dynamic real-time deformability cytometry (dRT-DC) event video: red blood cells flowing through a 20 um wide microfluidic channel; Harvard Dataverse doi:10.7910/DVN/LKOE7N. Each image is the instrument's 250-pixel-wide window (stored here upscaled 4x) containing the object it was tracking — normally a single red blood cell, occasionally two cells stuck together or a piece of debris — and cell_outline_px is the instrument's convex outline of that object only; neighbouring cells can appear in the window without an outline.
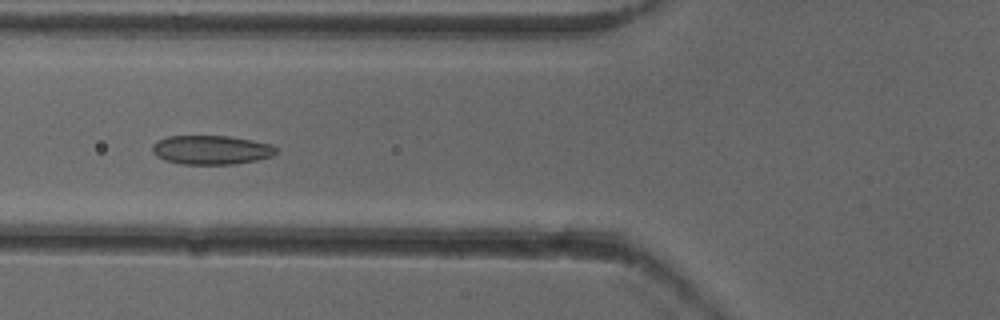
{"species": "common noctule bat (a hibernating species)", "species_latin": "Nyctalus noctula", "temperature_condition": "cold", "stored_images_in_passage": 52, "camera_frame_rate_fps": 3000, "um_per_image_px": 0.085, "animal": {"sex": "female"}, "frame": {"image": 1, "passage_image": 20, "time_ms": 6.333, "image_size_px": [1000, 320], "cell_outline_px": [[276, 152], [272, 156], [256, 160], [232, 164], [184, 164], [164, 160], [156, 156], [152, 152], [152, 144], [156, 140], [168, 136], [228, 136], [252, 140], [272, 144], [276, 148]], "centroid_in_image_um": [17.92, 12.73], "position_along_channel_um": 107.9, "area_um2": 20.98}}
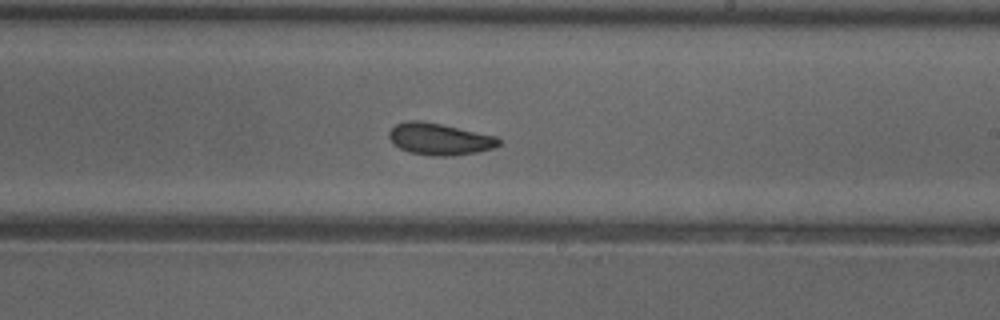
{"frame": {"image": 2, "passage_image": 31, "time_ms": 10.0, "image_size_px": [1000, 320], "cell_outline_px": [[500, 144], [496, 148], [476, 152], [452, 156], [432, 156], [408, 152], [392, 144], [388, 136], [388, 132], [396, 124], [408, 120], [420, 120], [440, 124], [496, 136], [500, 140]], "centroid_in_image_um": [37.33, 11.83], "position_along_channel_um": 251.7, "area_um2": 20.4}}
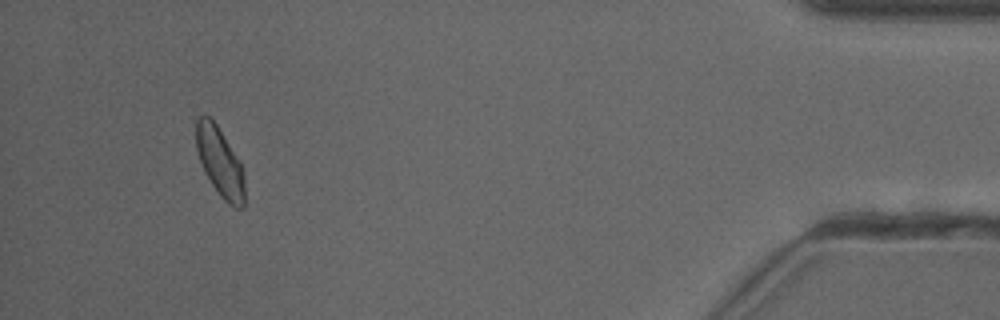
{"frame": {"image": 3, "passage_image": 49, "time_ms": 16.0, "image_size_px": [1000, 320], "cell_outline_px": [[244, 208], [236, 208], [228, 204], [220, 196], [204, 172], [196, 148], [196, 120], [200, 116], [208, 116], [216, 124], [240, 160], [244, 172]], "centroid_in_image_um": [18.71, 13.8], "position_along_channel_um": 416.5, "area_um2": 19.54}, "authors_computed_cell_mechanics": {"area_um2": 20.4034, "velocity_mm_per_s": 3.91, "shape_relaxation_time_tau1_ms": 10.7048, "shape_relaxation_time_tau2_ms": 2.2153, "deformation_change_tau1": 0.1443, "deformation_change_tau2": 0.0658}}